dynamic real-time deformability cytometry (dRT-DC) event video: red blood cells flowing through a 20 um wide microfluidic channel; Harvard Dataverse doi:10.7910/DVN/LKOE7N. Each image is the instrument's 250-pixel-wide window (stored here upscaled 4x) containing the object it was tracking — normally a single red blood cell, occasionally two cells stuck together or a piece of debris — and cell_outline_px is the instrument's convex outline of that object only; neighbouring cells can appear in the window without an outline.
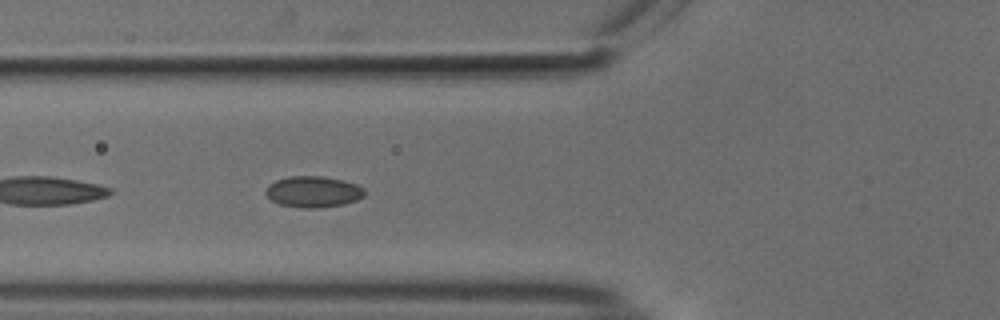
{"species": "common noctule bat (a hibernating species)", "species_latin": "Nyctalus noctula", "temperature_condition": "cold", "stored_images_in_passage": 39, "camera_frame_rate_fps": 3000, "um_per_image_px": 0.085, "animal": {"sex": "male", "body_mass_g": 18.8}, "frame": {"image": 1, "passage_image": 4, "time_ms": 1.0, "image_size_px": [1000, 320], "cell_outline_px": [[364, 196], [356, 200], [344, 204], [316, 208], [304, 208], [280, 204], [272, 200], [264, 192], [268, 184], [276, 180], [288, 176], [324, 176], [344, 180], [356, 184], [364, 188]], "centroid_in_image_um": [26.62, 16.28], "position_along_channel_um": 99.2, "area_um2": 17.98}}
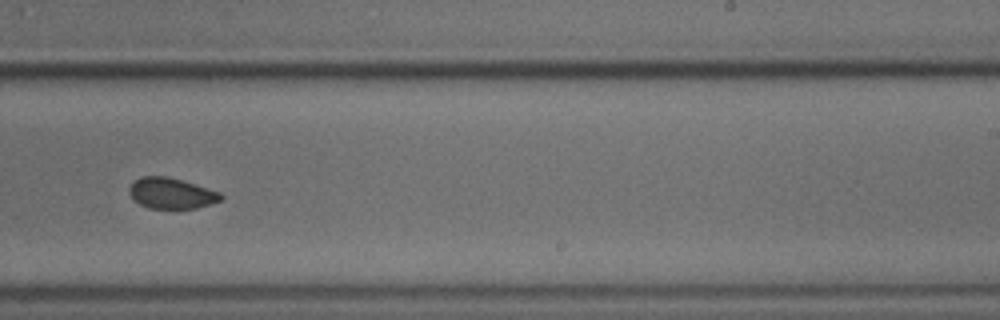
{"frame": {"image": 2, "passage_image": 18, "time_ms": 5.667, "image_size_px": [1000, 320], "cell_outline_px": [[224, 200], [212, 204], [196, 208], [148, 208], [140, 204], [128, 192], [128, 188], [140, 176], [168, 176], [220, 192], [224, 196]], "centroid_in_image_um": [14.6, 16.43], "position_along_channel_um": 274.4, "area_um2": 16.42}}
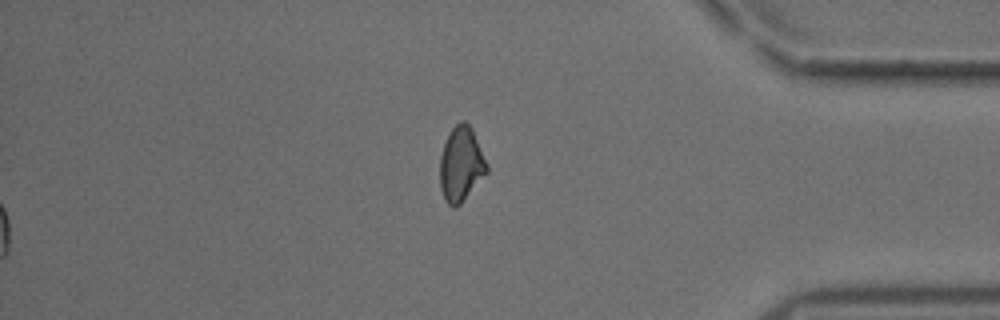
{"frame": {"image": 3, "passage_image": 39, "time_ms": 12.667, "image_size_px": [1000, 320], "cell_outline_px": [[488, 172], [460, 204], [452, 208], [444, 200], [440, 188], [440, 156], [448, 132], [460, 120], [464, 120], [472, 128], [488, 164]], "centroid_in_image_um": [39.19, 13.95], "position_along_channel_um": 396.0, "area_um2": 20.58}, "authors_computed_cell_mechanics": {"area_um2": 17.1666, "velocity_mm_per_s": 3.7439, "shape_relaxation_time_tau1_ms": null, "shape_relaxation_time_tau2_ms": 1.3092, "deformation_change_tau1": null, "deformation_change_tau2": 0.0461}}